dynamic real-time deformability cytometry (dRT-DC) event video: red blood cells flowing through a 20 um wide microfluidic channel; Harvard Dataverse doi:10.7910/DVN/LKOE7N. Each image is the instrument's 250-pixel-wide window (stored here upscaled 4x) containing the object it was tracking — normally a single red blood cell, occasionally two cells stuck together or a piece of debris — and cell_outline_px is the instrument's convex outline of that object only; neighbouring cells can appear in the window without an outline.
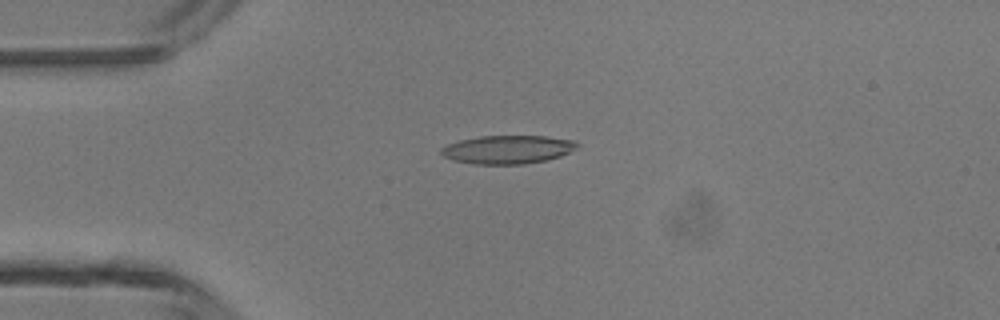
{"species": "common noctule bat (a hibernating species)", "species_latin": "Nyctalus noctula", "temperature_condition": "room temperature", "stored_images_in_passage": 47, "camera_frame_rate_fps": 3000, "um_per_image_px": 0.085, "animal": {"sex": "male", "body_mass_g": 13.3}, "frame": {"image": 1, "passage_image": 12, "time_ms": 3.667, "image_size_px": [1000, 320], "cell_outline_px": [[580, 144], [576, 148], [560, 156], [544, 160], [524, 164], [476, 164], [452, 160], [444, 156], [440, 152], [440, 148], [448, 144], [460, 140], [480, 136], [544, 136], [576, 140]], "centroid_in_image_um": [43.15, 12.7], "position_along_channel_um": 41.9, "area_um2": 22.43}}
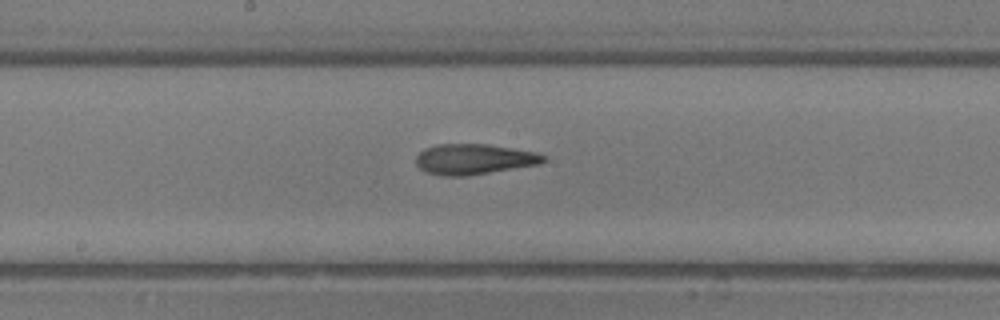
{"frame": {"image": 2, "passage_image": 25, "time_ms": 8.0, "image_size_px": [1000, 320], "cell_outline_px": [[548, 160], [540, 164], [468, 176], [444, 176], [424, 172], [416, 164], [416, 156], [424, 148], [436, 144], [488, 144], [536, 152], [548, 156]], "centroid_in_image_um": [40.31, 13.53], "position_along_channel_um": 207.9, "area_um2": 22.95}}
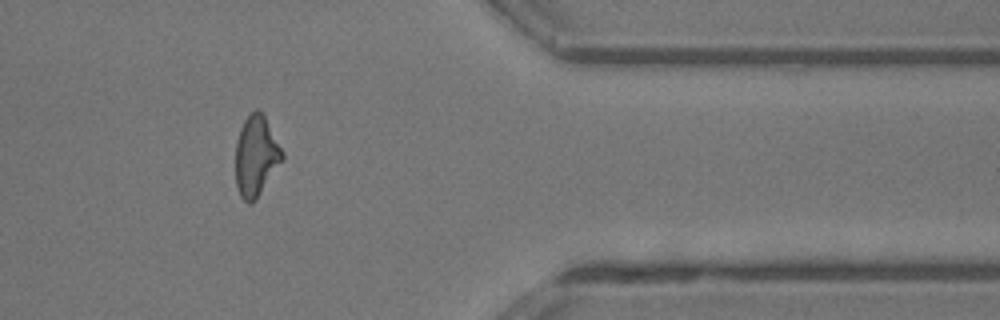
{"frame": {"image": 3, "passage_image": 39, "time_ms": 12.667, "image_size_px": [1000, 320], "cell_outline_px": [[284, 160], [256, 200], [252, 204], [248, 204], [240, 196], [236, 184], [236, 140], [240, 128], [244, 120], [256, 108], [264, 116], [284, 152]], "centroid_in_image_um": [21.77, 13.3], "position_along_channel_um": 389.6, "area_um2": 22.02}, "authors_computed_cell_mechanics": {"area_um2": 22.0796, "velocity_mm_per_s": 4.3767, "shape_relaxation_time_tau1_ms": 6.2632, "shape_relaxation_time_tau2_ms": 1.1702, "deformation_change_tau1": 0.2076, "deformation_change_tau2": 0.099}}